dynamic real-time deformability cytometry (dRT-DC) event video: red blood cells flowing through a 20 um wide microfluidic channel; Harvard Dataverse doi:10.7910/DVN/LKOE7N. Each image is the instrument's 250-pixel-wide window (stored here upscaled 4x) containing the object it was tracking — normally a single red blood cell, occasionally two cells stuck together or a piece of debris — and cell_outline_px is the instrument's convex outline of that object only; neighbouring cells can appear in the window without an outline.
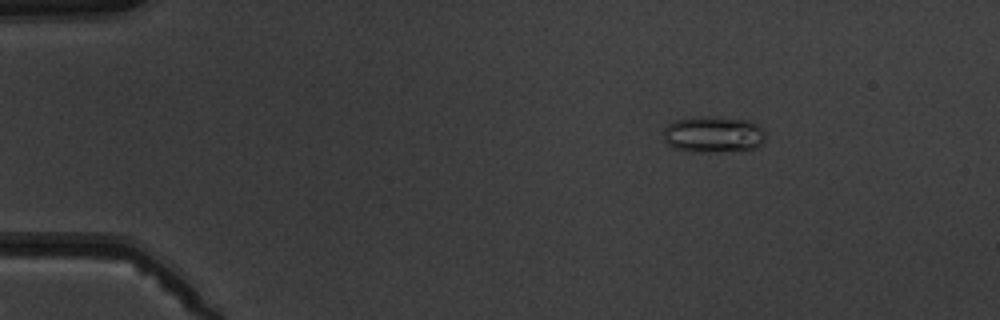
{"species": "common noctule bat (a hibernating species)", "species_latin": "Nyctalus noctula", "temperature_condition": "warm", "stored_images_in_passage": 3, "camera_frame_rate_fps": 3000, "um_per_image_px": 0.085, "animal": {"sex": "male", "body_mass_g": 19.5, "forearm_length_mm": 54.6}, "frame": {"image": 1, "passage_image": 1, "time_ms": 0.0, "image_size_px": [1000, 320], "cell_outline_px": [[764, 140], [756, 148], [716, 152], [692, 152], [676, 148], [668, 144], [664, 140], [664, 128], [668, 124], [676, 120], [700, 116], [708, 116], [748, 120], [756, 124], [764, 132]], "centroid_in_image_um": [60.61, 11.43], "position_along_channel_um": 24.4, "area_um2": 21.5}}
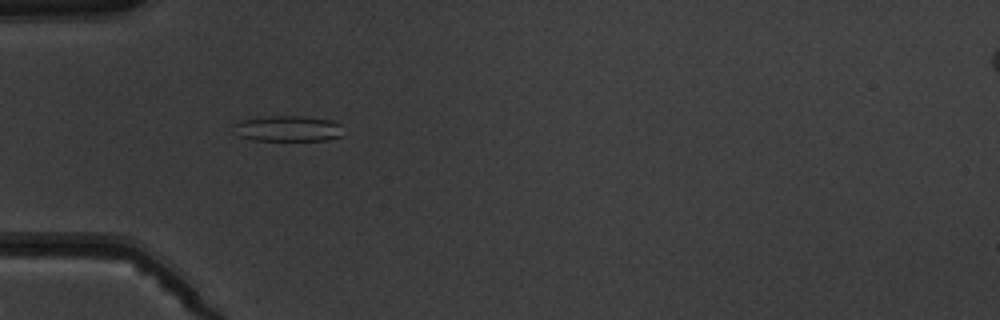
{"frame": {"image": 2, "passage_image": 3, "time_ms": 3.0, "image_size_px": [1000, 320], "cell_outline_px": [[340, 136], [328, 140], [252, 140], [240, 136], [232, 124], [240, 120], [268, 116], [300, 116], [332, 120], [340, 124]], "centroid_in_image_um": [24.45, 10.92], "position_along_channel_um": 60.6, "area_um2": 16.24}}